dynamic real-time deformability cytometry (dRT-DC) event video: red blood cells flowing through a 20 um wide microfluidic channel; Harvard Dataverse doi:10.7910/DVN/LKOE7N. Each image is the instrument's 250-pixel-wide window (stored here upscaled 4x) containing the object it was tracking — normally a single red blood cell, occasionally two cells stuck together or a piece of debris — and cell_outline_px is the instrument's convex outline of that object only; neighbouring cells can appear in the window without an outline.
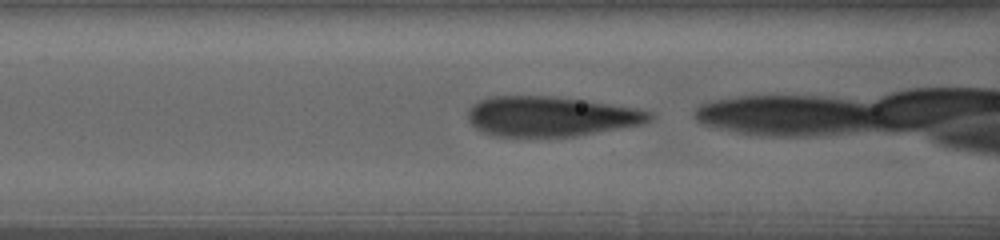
{"species": "human", "species_latin": "Homo sapiens", "temperature_condition": "warm", "stored_images_in_passage": 29, "camera_frame_rate_fps": 3000, "um_per_image_px": 0.085, "donor": {"sex": "female"}, "frame": {"image": 1, "passage_image": 6, "time_ms": 2.667, "image_size_px": [1000, 240], "cell_outline_px": [[652, 120], [644, 124], [572, 136], [492, 136], [476, 128], [468, 120], [468, 108], [476, 100], [488, 96], [552, 96], [588, 100], [636, 108], [652, 112]], "centroid_in_image_um": [46.79, 9.87], "position_along_channel_um": 119.8, "area_um2": 42.54}}
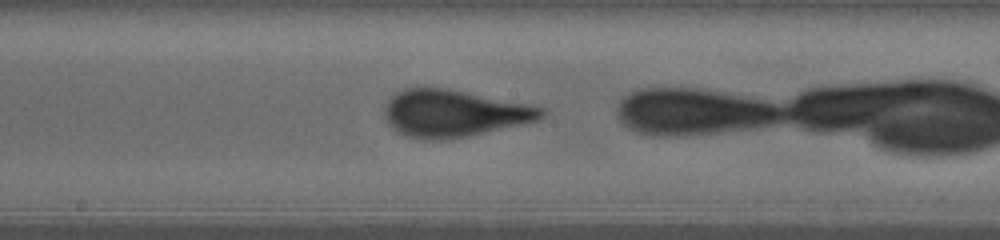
{"frame": {"image": 2, "passage_image": 12, "time_ms": 6.0, "image_size_px": [1000, 240], "cell_outline_px": [[548, 112], [540, 120], [464, 136], [444, 140], [424, 140], [408, 136], [396, 132], [388, 124], [384, 116], [384, 108], [388, 100], [396, 92], [404, 88], [448, 88], [528, 104], [544, 108]], "centroid_in_image_um": [38.55, 9.63], "position_along_channel_um": 209.7, "area_um2": 42.95}}
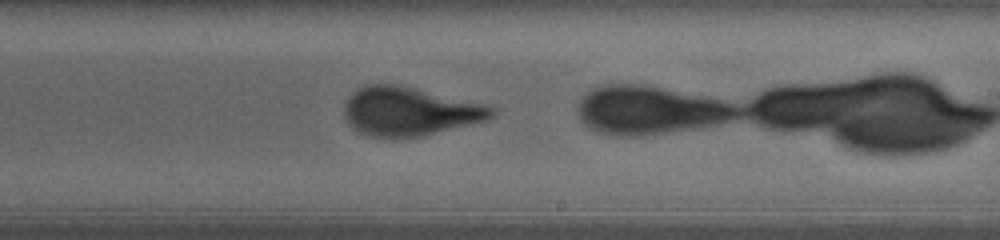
{"frame": {"image": 3, "passage_image": 16, "time_ms": 7.667, "image_size_px": [1000, 240], "cell_outline_px": [[500, 108], [496, 116], [484, 120], [420, 136], [400, 140], [372, 136], [360, 132], [352, 128], [348, 124], [344, 116], [344, 104], [348, 96], [352, 92], [368, 84], [396, 84], [484, 104]], "centroid_in_image_um": [34.78, 9.48], "position_along_channel_um": 254.2, "area_um2": 41.96}}